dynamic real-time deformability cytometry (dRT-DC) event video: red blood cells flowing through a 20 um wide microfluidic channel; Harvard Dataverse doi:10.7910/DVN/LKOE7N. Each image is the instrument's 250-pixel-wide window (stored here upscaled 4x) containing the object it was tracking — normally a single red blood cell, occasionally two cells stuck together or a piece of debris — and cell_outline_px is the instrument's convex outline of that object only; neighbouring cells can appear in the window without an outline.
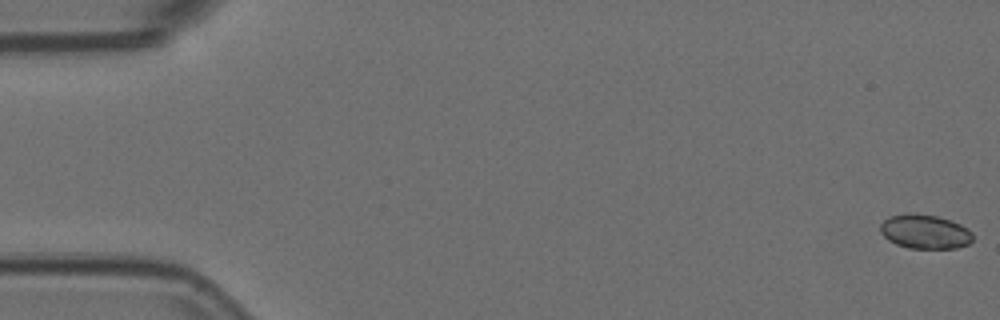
{"species": "Egyptian fruit bat (a non-hibernating species)", "species_latin": "Rousettus aegyptiacus", "temperature_condition": "room temperature", "stored_images_in_passage": 5, "camera_frame_rate_fps": 3000, "um_per_image_px": 0.085, "animal": {"sex": "female"}, "frame": {"image": 1, "passage_image": 1, "time_ms": 0.0, "image_size_px": [1000, 320], "cell_outline_px": [[972, 240], [968, 244], [956, 248], [908, 248], [896, 244], [888, 240], [880, 232], [880, 224], [888, 216], [908, 212], [936, 216], [960, 224], [968, 228], [972, 232]], "centroid_in_image_um": [78.59, 19.68], "position_along_channel_um": 6.4, "area_um2": 18.5}}
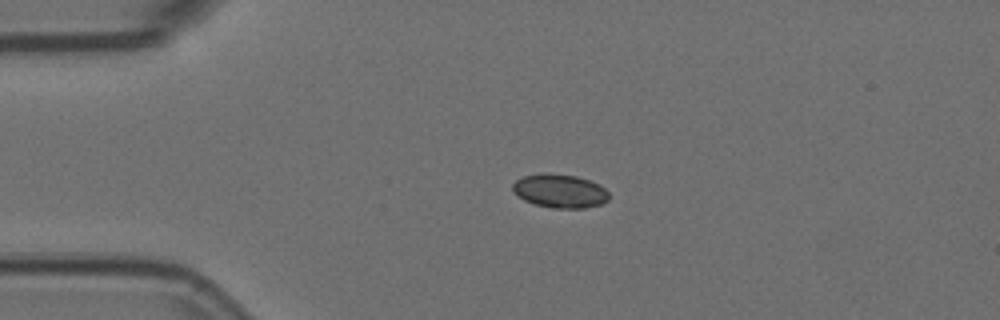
{"frame": {"image": 2, "passage_image": 4, "time_ms": 1.0, "image_size_px": [1000, 320], "cell_outline_px": [[608, 200], [600, 204], [584, 208], [552, 208], [536, 204], [524, 200], [512, 192], [512, 184], [516, 180], [524, 176], [544, 172], [576, 176], [600, 184], [608, 192]], "centroid_in_image_um": [47.56, 16.22], "position_along_channel_um": 37.4, "area_um2": 18.9}}